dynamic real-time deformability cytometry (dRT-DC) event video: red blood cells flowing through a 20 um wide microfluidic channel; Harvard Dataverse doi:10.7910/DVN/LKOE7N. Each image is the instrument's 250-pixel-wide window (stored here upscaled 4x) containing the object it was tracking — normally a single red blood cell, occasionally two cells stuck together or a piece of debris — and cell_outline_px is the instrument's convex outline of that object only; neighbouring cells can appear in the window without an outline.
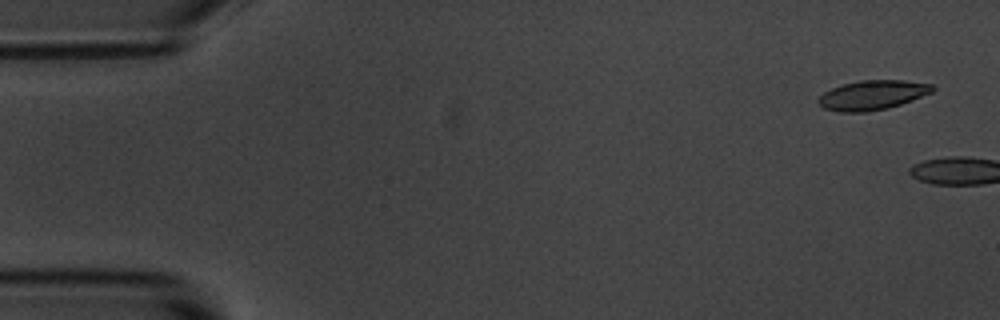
{"species": "common noctule bat (a hibernating species)", "species_latin": "Nyctalus noctula", "temperature_condition": "room temperature", "stored_images_in_passage": 7, "camera_frame_rate_fps": 3000, "um_per_image_px": 0.085, "animal": {"sex": "male", "body_mass_g": 20.1, "forearm_length_mm": 53.5}, "frame": {"image": 1, "passage_image": 1, "time_ms": 0.0, "image_size_px": [1000, 320], "cell_outline_px": [[936, 88], [932, 92], [912, 100], [888, 108], [864, 112], [840, 112], [824, 108], [816, 100], [824, 92], [832, 88], [844, 84], [860, 80], [904, 80], [932, 84]], "centroid_in_image_um": [74.16, 8.08], "position_along_channel_um": 10.8, "area_um2": 19.54}}